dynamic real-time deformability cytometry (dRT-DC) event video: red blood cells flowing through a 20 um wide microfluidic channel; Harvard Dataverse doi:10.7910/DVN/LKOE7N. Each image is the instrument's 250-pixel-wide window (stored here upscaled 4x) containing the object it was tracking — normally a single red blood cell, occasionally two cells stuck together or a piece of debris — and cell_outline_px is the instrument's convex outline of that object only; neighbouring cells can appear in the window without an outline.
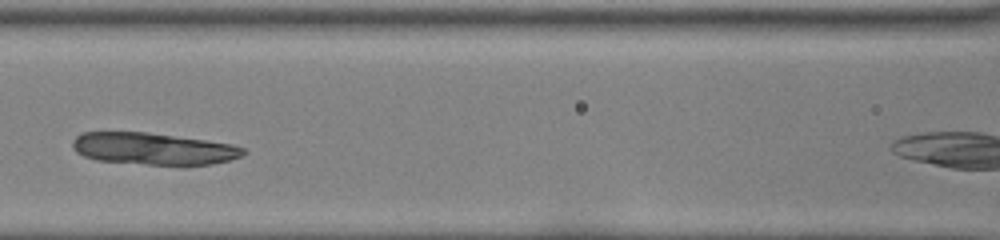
{"species": "common noctule bat (a hibernating species)", "species_latin": "Nyctalus noctula", "temperature_condition": "room temperature", "stored_images_in_passage": 33, "camera_frame_rate_fps": 3000, "um_per_image_px": 0.085, "animal": {"sex": "female", "body_mass_g": 22.0, "forearm_length_mm": 56.7}, "frame": {"image": 1, "passage_image": 12, "time_ms": 3.667, "image_size_px": [1000, 240], "cell_outline_px": [[244, 152], [240, 156], [228, 160], [212, 164], [184, 168], [96, 160], [84, 156], [76, 152], [72, 148], [72, 140], [76, 136], [84, 132], [148, 132], [232, 144], [244, 148]], "centroid_in_image_um": [13.03, 12.68], "position_along_channel_um": 153.6, "area_um2": 32.48}}
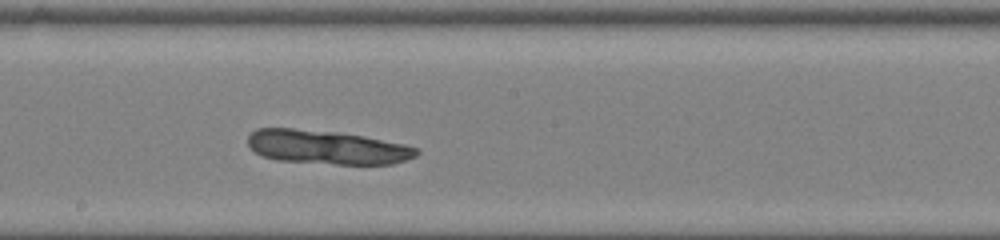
{"frame": {"image": 2, "passage_image": 17, "time_ms": 5.333, "image_size_px": [1000, 240], "cell_outline_px": [[420, 152], [416, 156], [392, 164], [336, 164], [276, 160], [264, 156], [256, 152], [248, 144], [248, 136], [256, 128], [292, 128], [336, 132], [364, 136], [404, 144], [416, 148]], "centroid_in_image_um": [27.78, 12.51], "position_along_channel_um": 220.4, "area_um2": 33.12}}
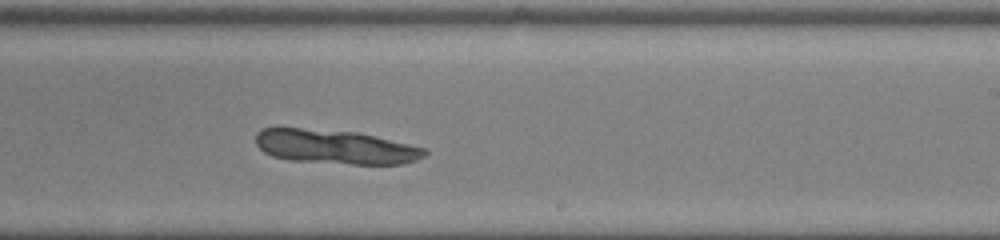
{"frame": {"image": 3, "passage_image": 20, "time_ms": 6.333, "image_size_px": [1000, 240], "cell_outline_px": [[428, 152], [424, 156], [416, 160], [404, 164], [352, 164], [288, 160], [272, 156], [264, 152], [256, 144], [256, 132], [260, 128], [300, 128], [356, 132], [428, 148]], "centroid_in_image_um": [28.5, 12.48], "position_along_channel_um": 260.5, "area_um2": 33.7}}